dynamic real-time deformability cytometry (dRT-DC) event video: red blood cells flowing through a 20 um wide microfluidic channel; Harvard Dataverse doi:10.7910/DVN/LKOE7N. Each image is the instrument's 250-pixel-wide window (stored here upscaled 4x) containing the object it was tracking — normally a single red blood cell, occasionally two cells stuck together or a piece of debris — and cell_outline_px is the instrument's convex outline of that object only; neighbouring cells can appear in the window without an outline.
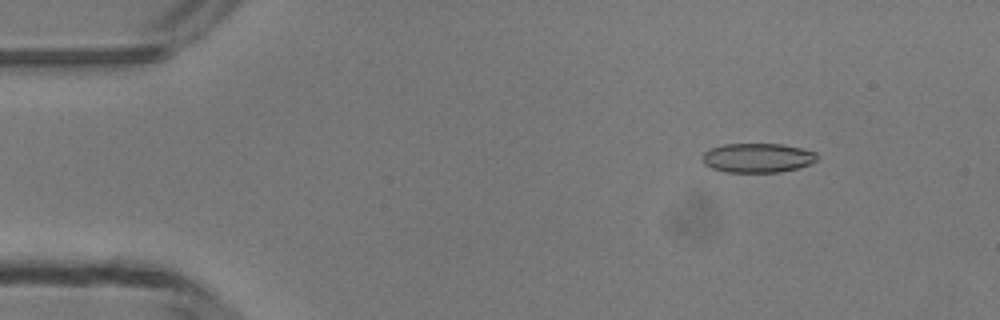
{"species": "common noctule bat (a hibernating species)", "species_latin": "Nyctalus noctula", "temperature_condition": "room temperature", "stored_images_in_passage": 3, "camera_frame_rate_fps": 3000, "um_per_image_px": 0.085, "animal": {"sex": "male", "body_mass_g": 13.3}, "frame": {"image": 1, "passage_image": 2, "time_ms": 1.333, "image_size_px": [1000, 320], "cell_outline_px": [[816, 160], [800, 168], [780, 172], [724, 172], [712, 168], [704, 164], [704, 152], [712, 148], [724, 144], [780, 144], [800, 148], [816, 152]], "centroid_in_image_um": [64.39, 13.42], "position_along_channel_um": 20.6, "area_um2": 19.42}}